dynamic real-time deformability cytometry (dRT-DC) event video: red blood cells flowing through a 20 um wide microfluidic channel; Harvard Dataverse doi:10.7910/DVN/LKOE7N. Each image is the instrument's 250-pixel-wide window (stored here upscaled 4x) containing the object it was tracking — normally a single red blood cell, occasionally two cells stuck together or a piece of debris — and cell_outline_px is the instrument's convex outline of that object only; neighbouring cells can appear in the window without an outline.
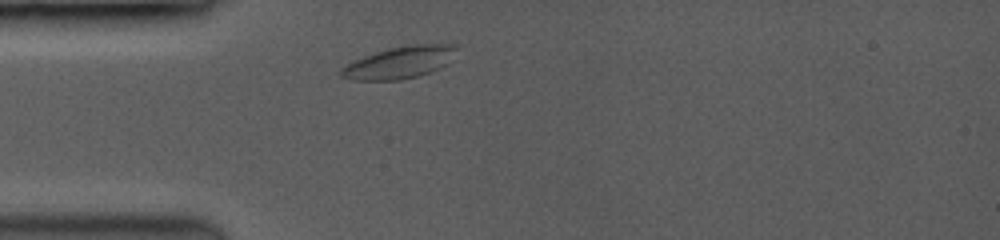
{"species": "common noctule bat (a hibernating species)", "species_latin": "Nyctalus noctula", "temperature_condition": "room temperature", "stored_images_in_passage": 1, "camera_frame_rate_fps": 3500, "um_per_image_px": 0.085, "animal": {"sex": "female", "body_mass_g": 19.0, "forearm_length_mm": 53.3}, "frame": {"image": 1, "passage_image": 1, "time_ms": 0.0, "image_size_px": [1000, 240], "cell_outline_px": [[456, 48], [444, 64], [428, 72], [416, 76], [400, 80], [352, 80], [340, 76], [340, 72], [348, 64], [364, 56], [376, 52], [392, 48], [412, 44], [456, 44]], "centroid_in_image_um": [33.91, 5.31], "position_along_channel_um": 51.1, "area_um2": 20.69}}